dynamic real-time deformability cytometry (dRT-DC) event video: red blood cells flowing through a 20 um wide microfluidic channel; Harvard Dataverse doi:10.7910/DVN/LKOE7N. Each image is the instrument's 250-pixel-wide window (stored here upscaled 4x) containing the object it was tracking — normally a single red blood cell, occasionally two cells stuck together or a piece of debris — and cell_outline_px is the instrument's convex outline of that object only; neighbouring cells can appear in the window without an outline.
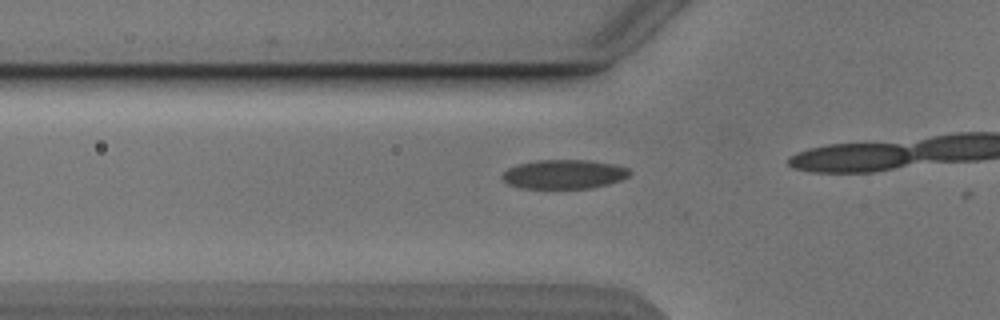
{"species": "Egyptian fruit bat (a non-hibernating species)", "species_latin": "Rousettus aegyptiacus", "temperature_condition": "cold", "stored_images_in_passage": 7, "camera_frame_rate_fps": 3000, "um_per_image_px": 0.085, "animal": {"sex": "male"}, "frame": {"image": 1, "passage_image": 6, "time_ms": 1.667, "image_size_px": [1000, 320], "cell_outline_px": [[632, 172], [628, 176], [620, 180], [608, 184], [588, 188], [520, 188], [508, 184], [500, 176], [508, 168], [516, 164], [536, 160], [592, 160], [616, 164], [628, 168]], "centroid_in_image_um": [47.94, 14.8], "position_along_channel_um": 77.9, "area_um2": 21.79}}